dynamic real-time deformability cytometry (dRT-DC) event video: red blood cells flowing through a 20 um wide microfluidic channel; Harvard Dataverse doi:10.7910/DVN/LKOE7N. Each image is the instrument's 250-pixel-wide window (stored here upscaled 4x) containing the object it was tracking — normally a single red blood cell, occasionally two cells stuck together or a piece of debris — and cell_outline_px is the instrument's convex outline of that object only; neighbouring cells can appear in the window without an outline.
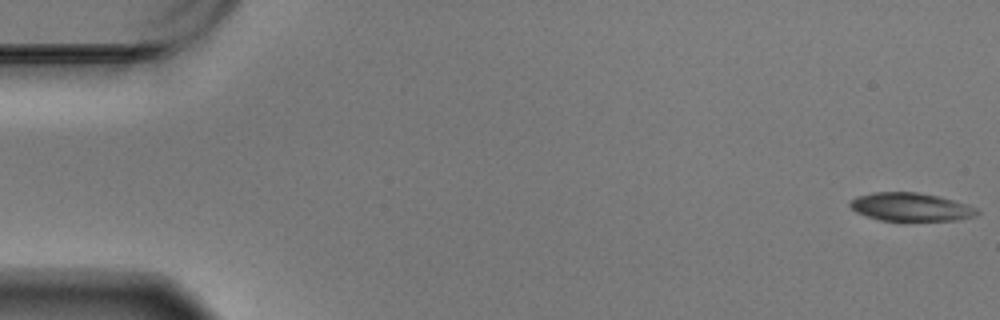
{"species": "Egyptian fruit bat (a non-hibernating species)", "species_latin": "Rousettus aegyptiacus", "temperature_condition": "warm", "stored_images_in_passage": 53, "camera_frame_rate_fps": 3000, "um_per_image_px": 0.085, "animal": {"sex": "male"}, "frame": {"image": 1, "passage_image": 1, "time_ms": 0.0, "image_size_px": [1000, 320], "cell_outline_px": [[980, 212], [976, 216], [956, 220], [880, 220], [856, 212], [848, 204], [848, 200], [856, 196], [872, 192], [916, 192], [940, 196], [976, 208]], "centroid_in_image_um": [77.37, 17.58], "position_along_channel_um": 7.6, "area_um2": 20.81}}
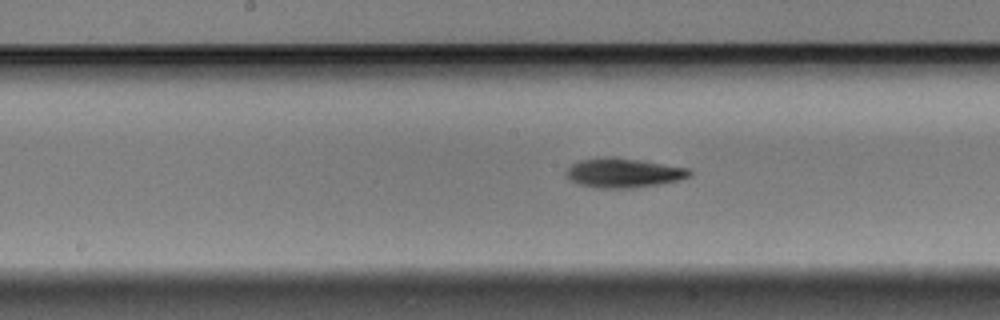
{"frame": {"image": 2, "passage_image": 30, "time_ms": 9.667, "image_size_px": [1000, 320], "cell_outline_px": [[692, 176], [680, 180], [660, 184], [636, 188], [596, 188], [576, 184], [568, 180], [564, 172], [572, 164], [580, 160], [608, 156], [612, 156], [688, 168], [692, 172]], "centroid_in_image_um": [52.96, 14.71], "position_along_channel_um": 195.2, "area_um2": 21.39}}
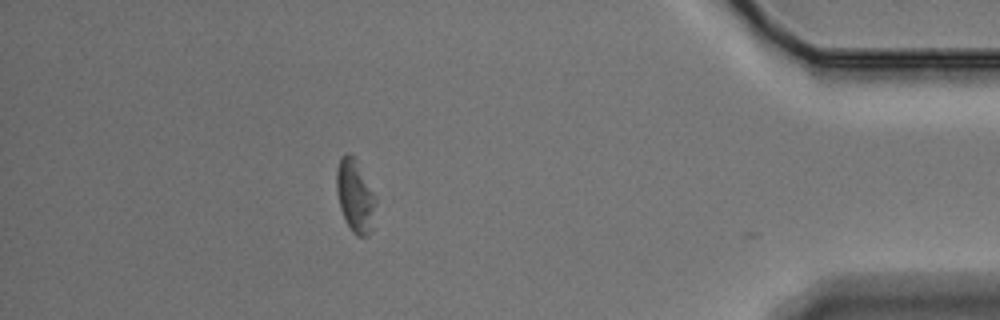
{"frame": {"image": 3, "passage_image": 52, "time_ms": 17.0, "image_size_px": [1000, 320], "cell_outline_px": [[376, 200], [372, 228], [368, 236], [356, 236], [352, 232], [340, 208], [336, 192], [336, 168], [340, 156], [344, 152], [348, 152], [356, 160], [376, 196]], "centroid_in_image_um": [30.17, 16.63], "position_along_channel_um": 405.0, "area_um2": 16.7}, "authors_computed_cell_mechanics": {"area_um2": 20.4034, "velocity_mm_per_s": 3.4578, "shape_relaxation_time_tau1_ms": 2.1782, "shape_relaxation_time_tau2_ms": null, "deformation_change_tau1": 0.1098, "deformation_change_tau2": null}}